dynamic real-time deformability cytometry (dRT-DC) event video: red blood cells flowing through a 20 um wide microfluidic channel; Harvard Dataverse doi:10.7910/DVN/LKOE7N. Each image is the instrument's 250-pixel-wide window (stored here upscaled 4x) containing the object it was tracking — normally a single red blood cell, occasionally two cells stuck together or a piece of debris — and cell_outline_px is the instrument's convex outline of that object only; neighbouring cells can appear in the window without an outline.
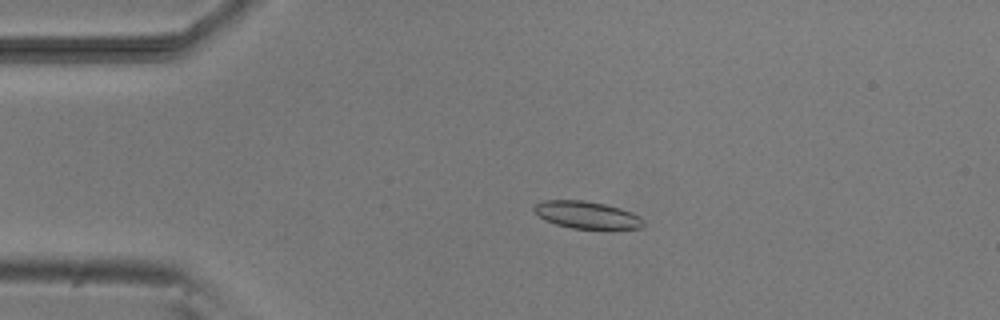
{"species": "common noctule bat (a hibernating species)", "species_latin": "Nyctalus noctula", "temperature_condition": "room temperature", "stored_images_in_passage": 25, "camera_frame_rate_fps": 3000, "um_per_image_px": 0.085, "animal": {"sex": "male", "body_mass_g": 20.5, "forearm_length_mm": 52.5}, "frame": {"image": 1, "passage_image": 8, "time_ms": 2.333, "image_size_px": [1000, 320], "cell_outline_px": [[644, 224], [640, 228], [572, 228], [556, 224], [544, 220], [532, 208], [536, 204], [544, 200], [584, 200], [604, 204], [620, 208], [632, 212], [640, 216], [644, 220]], "centroid_in_image_um": [49.88, 18.26], "position_along_channel_um": 35.1, "area_um2": 17.17}}
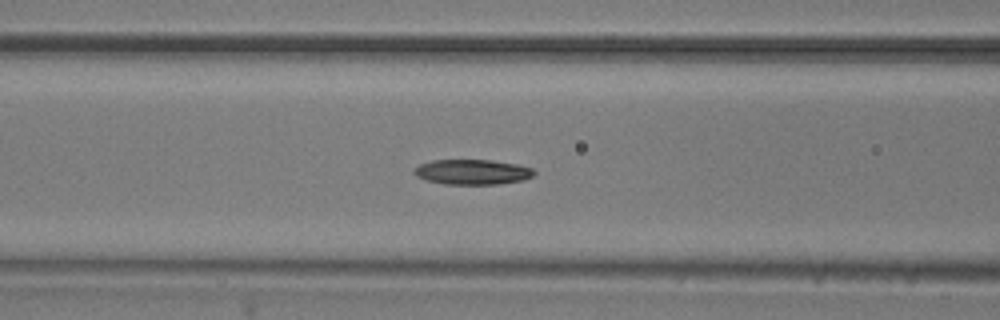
{"frame": {"image": 2, "passage_image": 18, "time_ms": 5.667, "image_size_px": [1000, 320], "cell_outline_px": [[536, 172], [532, 176], [524, 180], [500, 184], [444, 184], [428, 180], [416, 176], [412, 172], [420, 164], [432, 160], [492, 160], [520, 164], [532, 168]], "centroid_in_image_um": [40.19, 14.61], "position_along_channel_um": 126.4, "area_um2": 17.63}}
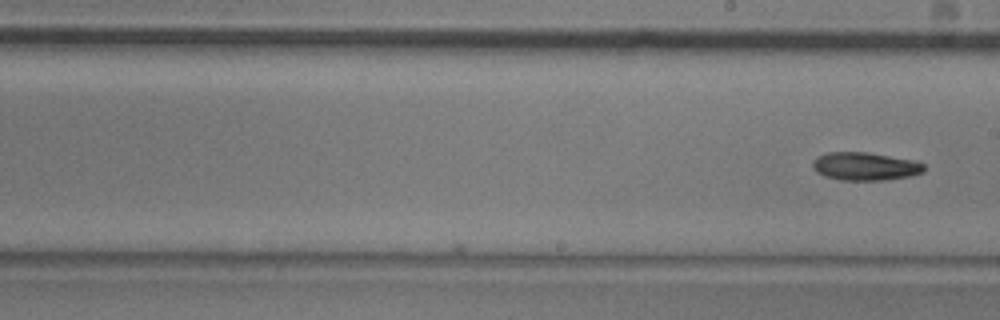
{"frame": {"image": 3, "passage_image": 25, "time_ms": 8.0, "image_size_px": [1000, 320], "cell_outline_px": [[924, 172], [908, 176], [884, 180], [840, 180], [824, 176], [816, 172], [812, 168], [812, 160], [816, 156], [828, 152], [868, 152], [912, 160], [924, 164]], "centroid_in_image_um": [73.47, 14.13], "position_along_channel_um": 215.5, "area_um2": 18.26}}